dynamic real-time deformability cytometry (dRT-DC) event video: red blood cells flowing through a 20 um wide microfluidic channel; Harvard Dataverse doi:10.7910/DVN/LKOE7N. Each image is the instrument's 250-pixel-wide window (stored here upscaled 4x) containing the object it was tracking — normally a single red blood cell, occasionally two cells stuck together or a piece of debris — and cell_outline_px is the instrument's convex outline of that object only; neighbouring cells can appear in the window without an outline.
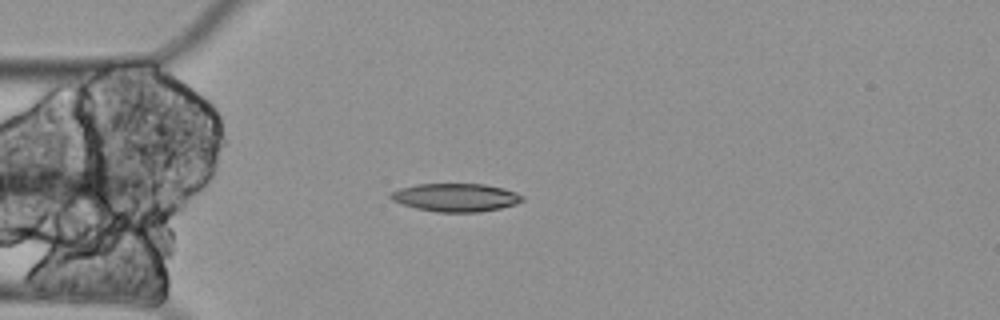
{"species": "Egyptian fruit bat (a non-hibernating species)", "species_latin": "Rousettus aegyptiacus", "temperature_condition": "cold", "stored_images_in_passage": 5, "camera_frame_rate_fps": 3000, "um_per_image_px": 0.085, "animal": {"sex": "female"}, "frame": {"image": 1, "passage_image": 5, "time_ms": 1.333, "image_size_px": [1000, 320], "cell_outline_px": [[524, 200], [516, 204], [500, 208], [480, 212], [436, 212], [416, 208], [392, 200], [388, 196], [388, 192], [400, 188], [416, 184], [484, 184], [504, 188], [516, 192], [524, 196]], "centroid_in_image_um": [38.73, 16.78], "position_along_channel_um": 46.3, "area_um2": 21.73}}